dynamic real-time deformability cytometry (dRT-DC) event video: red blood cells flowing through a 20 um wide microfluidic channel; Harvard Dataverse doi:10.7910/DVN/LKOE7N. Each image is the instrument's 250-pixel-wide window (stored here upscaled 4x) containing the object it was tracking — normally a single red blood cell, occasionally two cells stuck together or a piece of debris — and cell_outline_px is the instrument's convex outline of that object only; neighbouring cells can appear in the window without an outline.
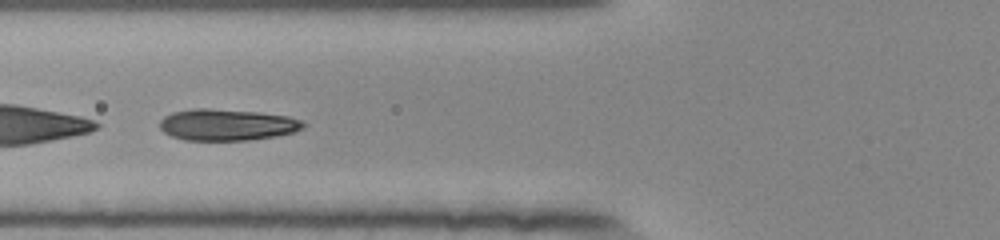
{"species": "human", "species_latin": "Homo sapiens", "temperature_condition": "room temperature", "stored_images_in_passage": 50, "segment_of_instrument_passage": [2, 2], "camera_frame_rate_fps": 3000, "um_per_image_px": 0.085, "donor": {"sex": "female"}, "frame": {"image": 1, "passage_image": 18, "time_ms": 5.667, "image_size_px": [1000, 240], "cell_outline_px": [[304, 128], [292, 132], [276, 136], [248, 140], [184, 140], [172, 136], [164, 132], [160, 128], [160, 120], [164, 116], [172, 112], [196, 108], [208, 108], [260, 112], [288, 116], [304, 120]], "centroid_in_image_um": [19.3, 10.6], "position_along_channel_um": 106.5, "area_um2": 26.41}}
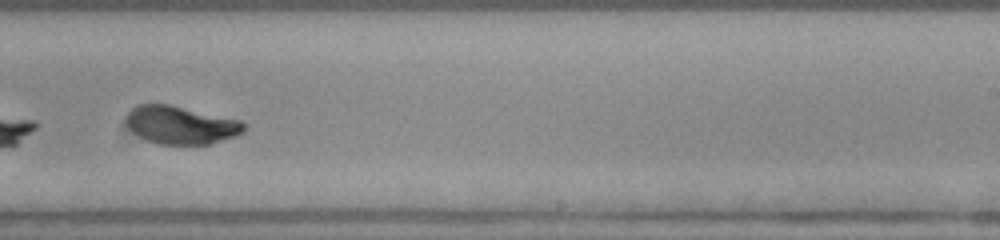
{"frame": {"image": 2, "passage_image": 31, "time_ms": 10.0, "image_size_px": [1000, 240], "cell_outline_px": [[244, 132], [236, 136], [212, 144], [156, 144], [140, 136], [124, 120], [128, 112], [136, 104], [168, 104], [240, 120], [244, 124]], "centroid_in_image_um": [15.39, 10.63], "position_along_channel_um": 273.6, "area_um2": 25.84}}
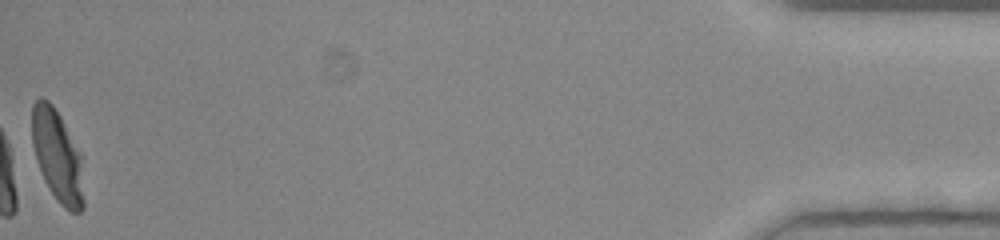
{"frame": {"image": 3, "passage_image": 50, "time_ms": 16.333, "image_size_px": [1000, 240], "cell_outline_px": [[84, 208], [80, 212], [72, 212], [64, 208], [56, 200], [48, 188], [44, 180], [36, 160], [32, 144], [32, 104], [40, 96], [48, 100], [52, 104], [60, 116], [80, 152], [84, 200]], "centroid_in_image_um": [4.86, 13.26], "position_along_channel_um": 430.3, "area_um2": 27.8}}